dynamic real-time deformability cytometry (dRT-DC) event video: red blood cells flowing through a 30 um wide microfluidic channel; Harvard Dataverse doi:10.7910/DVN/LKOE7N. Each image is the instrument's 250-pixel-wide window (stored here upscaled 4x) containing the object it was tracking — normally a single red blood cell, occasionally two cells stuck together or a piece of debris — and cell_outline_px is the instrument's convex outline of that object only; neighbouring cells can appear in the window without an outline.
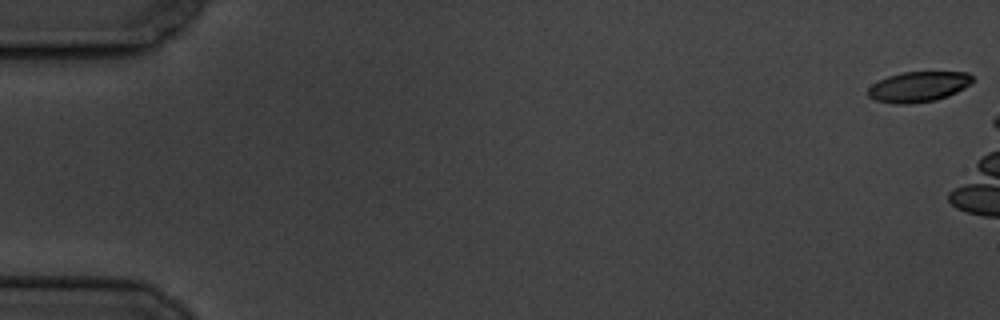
{"species": "common noctule bat (a hibernating species)", "species_latin": "Nyctalus noctula", "temperature_condition": "cold", "stored_images_in_passage": 10, "camera_frame_rate_fps": 3000, "um_per_image_px": 0.085, "animal": {"sex": "male", "body_mass_g": 19.5, "forearm_length_mm": 54.6}, "frame": {"image": 1, "passage_image": 1, "time_ms": 0.0, "image_size_px": [1000, 320], "cell_outline_px": [[976, 80], [972, 84], [948, 96], [936, 100], [908, 104], [896, 104], [876, 100], [868, 96], [868, 88], [872, 84], [888, 76], [904, 72], [968, 72]], "centroid_in_image_um": [78.11, 7.37], "position_along_channel_um": 6.9, "area_um2": 18.55}}